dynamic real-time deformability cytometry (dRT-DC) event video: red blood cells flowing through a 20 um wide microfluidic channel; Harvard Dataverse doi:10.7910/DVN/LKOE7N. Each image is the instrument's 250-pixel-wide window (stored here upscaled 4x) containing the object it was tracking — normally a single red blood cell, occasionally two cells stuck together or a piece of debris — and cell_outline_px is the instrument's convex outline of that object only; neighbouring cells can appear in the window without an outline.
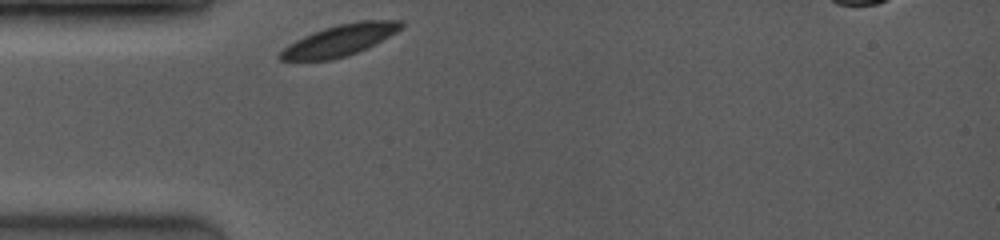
{"species": "common noctule bat (a hibernating species)", "species_latin": "Nyctalus noctula", "temperature_condition": "room temperature", "stored_images_in_passage": 1, "camera_frame_rate_fps": 3500, "um_per_image_px": 0.085, "animal": {"sex": "female", "body_mass_g": 19.0, "forearm_length_mm": 53.3}, "frame": {"image": 1, "passage_image": 1, "time_ms": 0.0, "image_size_px": [1000, 240], "cell_outline_px": [[404, 24], [396, 32], [376, 44], [368, 48], [348, 56], [332, 60], [280, 60], [276, 56], [288, 44], [312, 32], [324, 28], [340, 24], [360, 20], [404, 20]], "centroid_in_image_um": [28.89, 3.43], "position_along_channel_um": 56.1, "area_um2": 22.14}}